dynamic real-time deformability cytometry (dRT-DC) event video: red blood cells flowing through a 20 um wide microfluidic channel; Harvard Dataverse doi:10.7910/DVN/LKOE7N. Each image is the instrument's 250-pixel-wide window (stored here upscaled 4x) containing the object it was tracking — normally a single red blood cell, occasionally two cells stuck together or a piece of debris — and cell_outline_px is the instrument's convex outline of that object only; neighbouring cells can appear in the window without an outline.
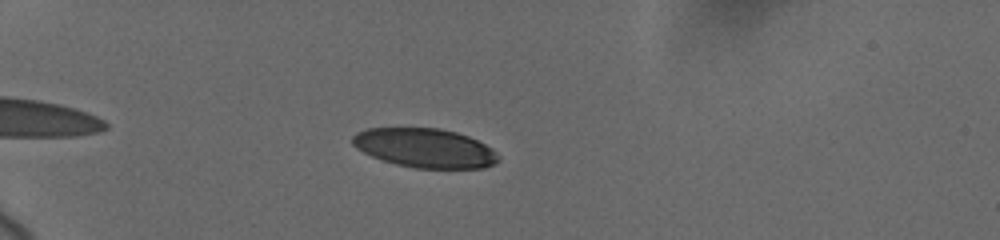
{"species": "human", "species_latin": "Homo sapiens", "temperature_condition": "cold", "stored_images_in_passage": 11, "camera_frame_rate_fps": 3000, "um_per_image_px": 0.085, "donor": {"sex": "female"}, "frame": {"image": 1, "passage_image": 4, "time_ms": 2.0, "image_size_px": [1000, 240], "cell_outline_px": [[500, 160], [484, 168], [416, 168], [396, 164], [372, 156], [356, 148], [352, 144], [352, 136], [356, 132], [364, 128], [440, 128], [456, 132], [468, 136], [492, 148], [500, 156]], "centroid_in_image_um": [36.11, 12.57], "position_along_channel_um": 48.9, "area_um2": 33.29}}
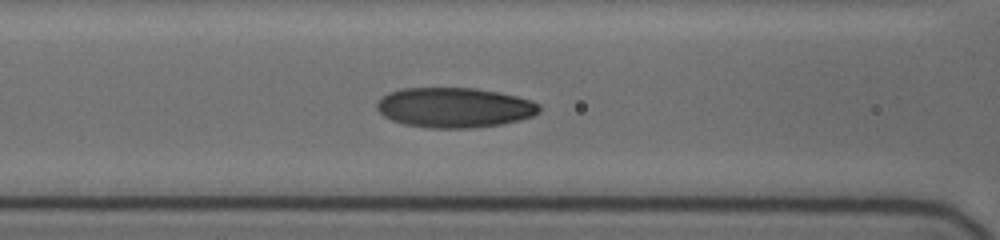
{"frame": {"image": 2, "passage_image": 9, "time_ms": 5.333, "image_size_px": [1000, 240], "cell_outline_px": [[540, 112], [532, 116], [520, 120], [504, 124], [472, 128], [428, 128], [404, 124], [392, 120], [384, 116], [376, 108], [376, 104], [380, 96], [388, 92], [400, 88], [476, 88], [500, 92], [532, 100], [540, 104]], "centroid_in_image_um": [38.62, 9.14], "position_along_channel_um": 128.0, "area_um2": 38.32}}
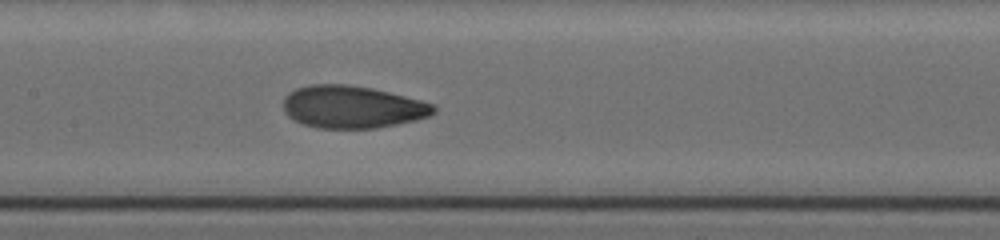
{"frame": {"image": 3, "passage_image": 11, "time_ms": 6.667, "image_size_px": [1000, 240], "cell_outline_px": [[436, 112], [428, 116], [416, 120], [376, 128], [316, 128], [304, 124], [288, 116], [284, 112], [284, 100], [296, 88], [312, 84], [344, 84], [368, 88], [388, 92], [420, 100], [432, 104], [436, 108]], "centroid_in_image_um": [29.95, 9.1], "position_along_channel_um": 177.5, "area_um2": 36.7}}